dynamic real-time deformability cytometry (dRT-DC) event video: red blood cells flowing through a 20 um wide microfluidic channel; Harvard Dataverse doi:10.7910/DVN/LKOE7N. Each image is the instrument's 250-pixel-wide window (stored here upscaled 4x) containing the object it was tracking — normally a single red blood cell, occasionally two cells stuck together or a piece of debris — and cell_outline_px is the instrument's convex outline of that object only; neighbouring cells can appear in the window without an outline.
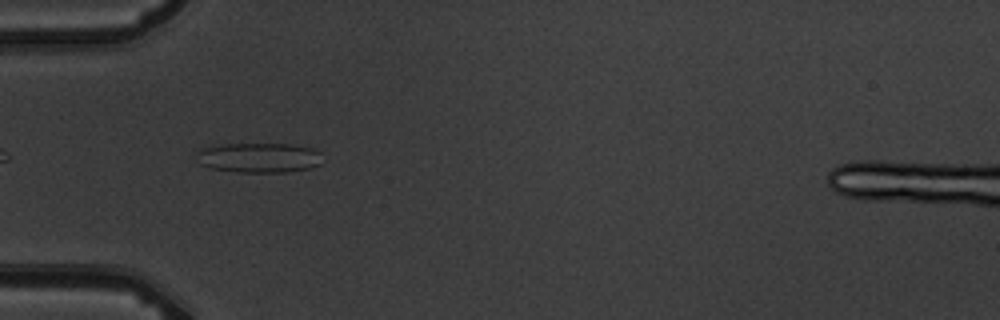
{"species": "common noctule bat (a hibernating species)", "species_latin": "Nyctalus noctula", "temperature_condition": "warm", "stored_images_in_passage": 2, "camera_frame_rate_fps": 3000, "um_per_image_px": 0.085, "animal": {"sex": "male", "body_mass_g": 19.5, "forearm_length_mm": 54.6}, "frame": {"image": 1, "passage_image": 1, "time_ms": 0.0, "image_size_px": [1000, 320], "cell_outline_px": [[320, 164], [308, 168], [284, 172], [236, 172], [212, 168], [200, 164], [196, 152], [204, 148], [220, 144], [292, 144], [312, 148], [320, 152]], "centroid_in_image_um": [22.0, 13.4], "position_along_channel_um": 63.0, "area_um2": 21.73}}
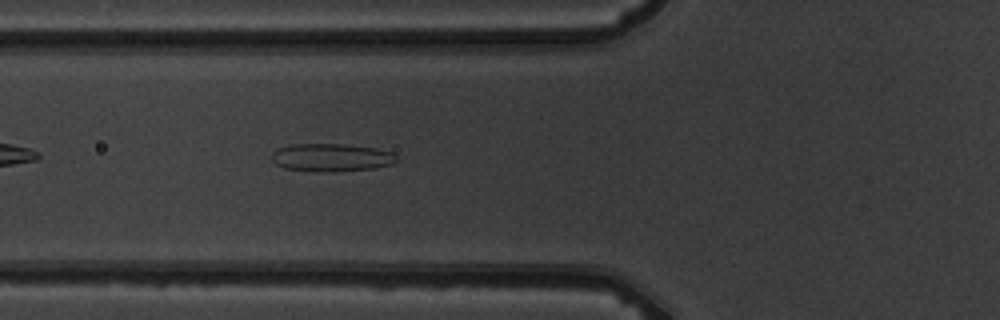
{"frame": {"image": 2, "passage_image": 2, "time_ms": 1.0, "image_size_px": [1000, 320], "cell_outline_px": [[396, 160], [392, 164], [376, 168], [336, 172], [320, 172], [284, 168], [276, 164], [272, 160], [272, 152], [276, 148], [292, 144], [348, 144], [376, 148], [392, 152], [396, 156]], "centroid_in_image_um": [28.16, 13.39], "position_along_channel_um": 97.6, "area_um2": 20.58}}